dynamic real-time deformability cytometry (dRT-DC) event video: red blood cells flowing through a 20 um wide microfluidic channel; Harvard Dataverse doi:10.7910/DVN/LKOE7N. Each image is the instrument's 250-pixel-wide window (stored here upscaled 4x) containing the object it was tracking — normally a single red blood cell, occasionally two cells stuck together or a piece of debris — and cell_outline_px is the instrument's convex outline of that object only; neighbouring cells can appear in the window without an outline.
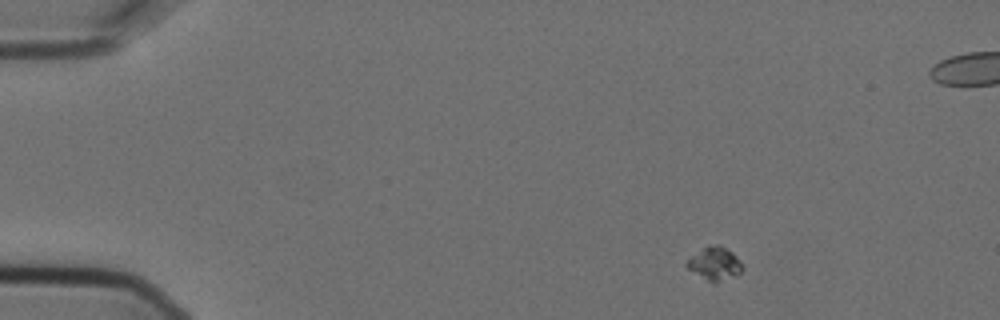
{"species": "Egyptian fruit bat (a non-hibernating species)", "species_latin": "Rousettus aegyptiacus", "temperature_condition": "cold", "stored_images_in_passage": 8, "camera_frame_rate_fps": 3000, "um_per_image_px": 0.085, "animal": {"sex": "female"}, "frame": {"image": 1, "passage_image": 1, "time_ms": 0.0, "image_size_px": [1000, 320], "cell_outline_px": [[744, 268], [736, 276], [716, 284], [708, 280], [688, 268], [684, 264], [688, 256], [708, 244], [720, 244], [732, 252], [740, 260]], "centroid_in_image_um": [60.74, 22.38], "position_along_channel_um": 24.3, "area_um2": 11.04}}
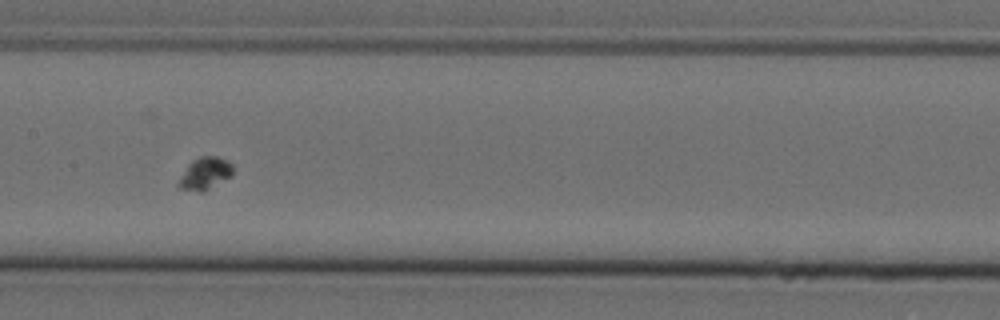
{"frame": {"image": 2, "passage_image": 7, "time_ms": 2.0, "image_size_px": [1000, 320], "cell_outline_px": [[232, 176], [204, 192], [200, 192], [180, 188], [180, 176], [188, 164], [192, 160], [200, 156], [216, 156], [228, 160], [232, 164]], "centroid_in_image_um": [17.46, 14.73], "position_along_channel_um": 189.9, "area_um2": 10.17}}